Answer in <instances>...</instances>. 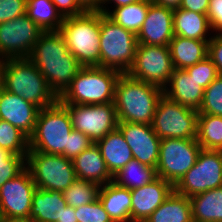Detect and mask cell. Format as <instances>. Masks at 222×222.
<instances>
[{"label":"cell","mask_w":222,"mask_h":222,"mask_svg":"<svg viewBox=\"0 0 222 222\" xmlns=\"http://www.w3.org/2000/svg\"><path fill=\"white\" fill-rule=\"evenodd\" d=\"M201 150L197 139H161L157 176L175 186L194 166Z\"/></svg>","instance_id":"cell-10"},{"label":"cell","mask_w":222,"mask_h":222,"mask_svg":"<svg viewBox=\"0 0 222 222\" xmlns=\"http://www.w3.org/2000/svg\"><path fill=\"white\" fill-rule=\"evenodd\" d=\"M9 151L0 148V165H6V161L12 156Z\"/></svg>","instance_id":"cell-49"},{"label":"cell","mask_w":222,"mask_h":222,"mask_svg":"<svg viewBox=\"0 0 222 222\" xmlns=\"http://www.w3.org/2000/svg\"><path fill=\"white\" fill-rule=\"evenodd\" d=\"M114 2V8L116 7H121V6H126L128 4H132V3H136L139 2L141 0H100L99 1V6L97 7L98 12H101L104 15H107V8L106 6H104V4L108 3H113Z\"/></svg>","instance_id":"cell-45"},{"label":"cell","mask_w":222,"mask_h":222,"mask_svg":"<svg viewBox=\"0 0 222 222\" xmlns=\"http://www.w3.org/2000/svg\"><path fill=\"white\" fill-rule=\"evenodd\" d=\"M174 69L169 46L138 44L127 74L164 89Z\"/></svg>","instance_id":"cell-11"},{"label":"cell","mask_w":222,"mask_h":222,"mask_svg":"<svg viewBox=\"0 0 222 222\" xmlns=\"http://www.w3.org/2000/svg\"><path fill=\"white\" fill-rule=\"evenodd\" d=\"M66 205L63 191L36 188L32 199L29 222H62Z\"/></svg>","instance_id":"cell-22"},{"label":"cell","mask_w":222,"mask_h":222,"mask_svg":"<svg viewBox=\"0 0 222 222\" xmlns=\"http://www.w3.org/2000/svg\"><path fill=\"white\" fill-rule=\"evenodd\" d=\"M26 15L42 31H59L64 20L51 0H27Z\"/></svg>","instance_id":"cell-30"},{"label":"cell","mask_w":222,"mask_h":222,"mask_svg":"<svg viewBox=\"0 0 222 222\" xmlns=\"http://www.w3.org/2000/svg\"><path fill=\"white\" fill-rule=\"evenodd\" d=\"M151 126L160 139H196L198 110L174 102L163 94L158 100Z\"/></svg>","instance_id":"cell-8"},{"label":"cell","mask_w":222,"mask_h":222,"mask_svg":"<svg viewBox=\"0 0 222 222\" xmlns=\"http://www.w3.org/2000/svg\"><path fill=\"white\" fill-rule=\"evenodd\" d=\"M129 145L133 158L153 168L158 165L161 139L150 124L119 122L117 127Z\"/></svg>","instance_id":"cell-16"},{"label":"cell","mask_w":222,"mask_h":222,"mask_svg":"<svg viewBox=\"0 0 222 222\" xmlns=\"http://www.w3.org/2000/svg\"><path fill=\"white\" fill-rule=\"evenodd\" d=\"M173 11L151 2L145 21L136 35L138 44L169 46L175 36Z\"/></svg>","instance_id":"cell-17"},{"label":"cell","mask_w":222,"mask_h":222,"mask_svg":"<svg viewBox=\"0 0 222 222\" xmlns=\"http://www.w3.org/2000/svg\"><path fill=\"white\" fill-rule=\"evenodd\" d=\"M92 144L94 142L87 135L80 131L72 130L68 136L67 159L73 160Z\"/></svg>","instance_id":"cell-39"},{"label":"cell","mask_w":222,"mask_h":222,"mask_svg":"<svg viewBox=\"0 0 222 222\" xmlns=\"http://www.w3.org/2000/svg\"><path fill=\"white\" fill-rule=\"evenodd\" d=\"M196 139L202 149L222 151V117L198 114Z\"/></svg>","instance_id":"cell-32"},{"label":"cell","mask_w":222,"mask_h":222,"mask_svg":"<svg viewBox=\"0 0 222 222\" xmlns=\"http://www.w3.org/2000/svg\"><path fill=\"white\" fill-rule=\"evenodd\" d=\"M208 42L175 35L169 48L175 69H186L208 56Z\"/></svg>","instance_id":"cell-26"},{"label":"cell","mask_w":222,"mask_h":222,"mask_svg":"<svg viewBox=\"0 0 222 222\" xmlns=\"http://www.w3.org/2000/svg\"><path fill=\"white\" fill-rule=\"evenodd\" d=\"M144 222H193L190 199L173 190Z\"/></svg>","instance_id":"cell-28"},{"label":"cell","mask_w":222,"mask_h":222,"mask_svg":"<svg viewBox=\"0 0 222 222\" xmlns=\"http://www.w3.org/2000/svg\"><path fill=\"white\" fill-rule=\"evenodd\" d=\"M26 167L36 188L64 191L77 179L72 160L64 155L29 150Z\"/></svg>","instance_id":"cell-9"},{"label":"cell","mask_w":222,"mask_h":222,"mask_svg":"<svg viewBox=\"0 0 222 222\" xmlns=\"http://www.w3.org/2000/svg\"><path fill=\"white\" fill-rule=\"evenodd\" d=\"M173 30L174 35L188 39L210 41L212 38V35L208 34L210 30L212 33V29L207 14L181 8L173 11Z\"/></svg>","instance_id":"cell-25"},{"label":"cell","mask_w":222,"mask_h":222,"mask_svg":"<svg viewBox=\"0 0 222 222\" xmlns=\"http://www.w3.org/2000/svg\"><path fill=\"white\" fill-rule=\"evenodd\" d=\"M210 0H182L179 8L207 14Z\"/></svg>","instance_id":"cell-44"},{"label":"cell","mask_w":222,"mask_h":222,"mask_svg":"<svg viewBox=\"0 0 222 222\" xmlns=\"http://www.w3.org/2000/svg\"><path fill=\"white\" fill-rule=\"evenodd\" d=\"M68 111L73 130L87 135L94 143L118 127L114 102L106 104H62Z\"/></svg>","instance_id":"cell-13"},{"label":"cell","mask_w":222,"mask_h":222,"mask_svg":"<svg viewBox=\"0 0 222 222\" xmlns=\"http://www.w3.org/2000/svg\"><path fill=\"white\" fill-rule=\"evenodd\" d=\"M59 32L83 67H100V12L86 10L81 15L64 18Z\"/></svg>","instance_id":"cell-4"},{"label":"cell","mask_w":222,"mask_h":222,"mask_svg":"<svg viewBox=\"0 0 222 222\" xmlns=\"http://www.w3.org/2000/svg\"><path fill=\"white\" fill-rule=\"evenodd\" d=\"M96 145L112 176L133 159L132 151L118 128L98 140Z\"/></svg>","instance_id":"cell-23"},{"label":"cell","mask_w":222,"mask_h":222,"mask_svg":"<svg viewBox=\"0 0 222 222\" xmlns=\"http://www.w3.org/2000/svg\"><path fill=\"white\" fill-rule=\"evenodd\" d=\"M36 185L29 169L0 187V206L5 221L29 222Z\"/></svg>","instance_id":"cell-15"},{"label":"cell","mask_w":222,"mask_h":222,"mask_svg":"<svg viewBox=\"0 0 222 222\" xmlns=\"http://www.w3.org/2000/svg\"><path fill=\"white\" fill-rule=\"evenodd\" d=\"M25 168L26 157L13 154L6 161V165H0V187L20 174Z\"/></svg>","instance_id":"cell-38"},{"label":"cell","mask_w":222,"mask_h":222,"mask_svg":"<svg viewBox=\"0 0 222 222\" xmlns=\"http://www.w3.org/2000/svg\"><path fill=\"white\" fill-rule=\"evenodd\" d=\"M137 45L136 34L100 12V67L127 73L134 62Z\"/></svg>","instance_id":"cell-7"},{"label":"cell","mask_w":222,"mask_h":222,"mask_svg":"<svg viewBox=\"0 0 222 222\" xmlns=\"http://www.w3.org/2000/svg\"><path fill=\"white\" fill-rule=\"evenodd\" d=\"M157 177L156 168L140 163L133 158L113 175V182L121 187L133 190L147 185Z\"/></svg>","instance_id":"cell-29"},{"label":"cell","mask_w":222,"mask_h":222,"mask_svg":"<svg viewBox=\"0 0 222 222\" xmlns=\"http://www.w3.org/2000/svg\"><path fill=\"white\" fill-rule=\"evenodd\" d=\"M163 94L174 102L199 110L203 102L204 88L185 69H174Z\"/></svg>","instance_id":"cell-20"},{"label":"cell","mask_w":222,"mask_h":222,"mask_svg":"<svg viewBox=\"0 0 222 222\" xmlns=\"http://www.w3.org/2000/svg\"><path fill=\"white\" fill-rule=\"evenodd\" d=\"M40 108L0 86V120L18 128L28 138L33 134Z\"/></svg>","instance_id":"cell-19"},{"label":"cell","mask_w":222,"mask_h":222,"mask_svg":"<svg viewBox=\"0 0 222 222\" xmlns=\"http://www.w3.org/2000/svg\"><path fill=\"white\" fill-rule=\"evenodd\" d=\"M72 162L76 178L78 179L92 181L100 186L113 181V176L108 171L96 143L76 156Z\"/></svg>","instance_id":"cell-21"},{"label":"cell","mask_w":222,"mask_h":222,"mask_svg":"<svg viewBox=\"0 0 222 222\" xmlns=\"http://www.w3.org/2000/svg\"><path fill=\"white\" fill-rule=\"evenodd\" d=\"M27 0H0V23L26 14Z\"/></svg>","instance_id":"cell-40"},{"label":"cell","mask_w":222,"mask_h":222,"mask_svg":"<svg viewBox=\"0 0 222 222\" xmlns=\"http://www.w3.org/2000/svg\"><path fill=\"white\" fill-rule=\"evenodd\" d=\"M72 130L67 109L57 101L40 109L33 134L29 137V150L67 158L68 136Z\"/></svg>","instance_id":"cell-6"},{"label":"cell","mask_w":222,"mask_h":222,"mask_svg":"<svg viewBox=\"0 0 222 222\" xmlns=\"http://www.w3.org/2000/svg\"><path fill=\"white\" fill-rule=\"evenodd\" d=\"M151 2L175 10L180 7L182 0H151Z\"/></svg>","instance_id":"cell-47"},{"label":"cell","mask_w":222,"mask_h":222,"mask_svg":"<svg viewBox=\"0 0 222 222\" xmlns=\"http://www.w3.org/2000/svg\"><path fill=\"white\" fill-rule=\"evenodd\" d=\"M98 198L113 222H131V192L113 181L100 186Z\"/></svg>","instance_id":"cell-24"},{"label":"cell","mask_w":222,"mask_h":222,"mask_svg":"<svg viewBox=\"0 0 222 222\" xmlns=\"http://www.w3.org/2000/svg\"><path fill=\"white\" fill-rule=\"evenodd\" d=\"M207 16L212 31L222 35V0H210Z\"/></svg>","instance_id":"cell-41"},{"label":"cell","mask_w":222,"mask_h":222,"mask_svg":"<svg viewBox=\"0 0 222 222\" xmlns=\"http://www.w3.org/2000/svg\"><path fill=\"white\" fill-rule=\"evenodd\" d=\"M99 189V184L77 178L63 191V196L67 205L77 208L98 199Z\"/></svg>","instance_id":"cell-33"},{"label":"cell","mask_w":222,"mask_h":222,"mask_svg":"<svg viewBox=\"0 0 222 222\" xmlns=\"http://www.w3.org/2000/svg\"><path fill=\"white\" fill-rule=\"evenodd\" d=\"M62 222H78L75 214V208L69 205L64 207Z\"/></svg>","instance_id":"cell-46"},{"label":"cell","mask_w":222,"mask_h":222,"mask_svg":"<svg viewBox=\"0 0 222 222\" xmlns=\"http://www.w3.org/2000/svg\"><path fill=\"white\" fill-rule=\"evenodd\" d=\"M208 57L217 68L219 75H222V35L214 34L208 42Z\"/></svg>","instance_id":"cell-42"},{"label":"cell","mask_w":222,"mask_h":222,"mask_svg":"<svg viewBox=\"0 0 222 222\" xmlns=\"http://www.w3.org/2000/svg\"><path fill=\"white\" fill-rule=\"evenodd\" d=\"M0 86L40 109L52 106L59 100L29 58L1 60Z\"/></svg>","instance_id":"cell-2"},{"label":"cell","mask_w":222,"mask_h":222,"mask_svg":"<svg viewBox=\"0 0 222 222\" xmlns=\"http://www.w3.org/2000/svg\"><path fill=\"white\" fill-rule=\"evenodd\" d=\"M151 0H141L126 6L107 10V16L116 24L137 35L148 13ZM110 10V11H109Z\"/></svg>","instance_id":"cell-31"},{"label":"cell","mask_w":222,"mask_h":222,"mask_svg":"<svg viewBox=\"0 0 222 222\" xmlns=\"http://www.w3.org/2000/svg\"><path fill=\"white\" fill-rule=\"evenodd\" d=\"M189 199L193 222H222V186Z\"/></svg>","instance_id":"cell-27"},{"label":"cell","mask_w":222,"mask_h":222,"mask_svg":"<svg viewBox=\"0 0 222 222\" xmlns=\"http://www.w3.org/2000/svg\"><path fill=\"white\" fill-rule=\"evenodd\" d=\"M5 219H4V216H3V213H2V210H1V206H0V222H4Z\"/></svg>","instance_id":"cell-50"},{"label":"cell","mask_w":222,"mask_h":222,"mask_svg":"<svg viewBox=\"0 0 222 222\" xmlns=\"http://www.w3.org/2000/svg\"><path fill=\"white\" fill-rule=\"evenodd\" d=\"M63 18L78 16L86 10L77 0H51Z\"/></svg>","instance_id":"cell-43"},{"label":"cell","mask_w":222,"mask_h":222,"mask_svg":"<svg viewBox=\"0 0 222 222\" xmlns=\"http://www.w3.org/2000/svg\"><path fill=\"white\" fill-rule=\"evenodd\" d=\"M163 89L150 83L120 74L114 94V106L119 122L150 124Z\"/></svg>","instance_id":"cell-3"},{"label":"cell","mask_w":222,"mask_h":222,"mask_svg":"<svg viewBox=\"0 0 222 222\" xmlns=\"http://www.w3.org/2000/svg\"><path fill=\"white\" fill-rule=\"evenodd\" d=\"M198 114L222 117V75H219L206 89Z\"/></svg>","instance_id":"cell-35"},{"label":"cell","mask_w":222,"mask_h":222,"mask_svg":"<svg viewBox=\"0 0 222 222\" xmlns=\"http://www.w3.org/2000/svg\"><path fill=\"white\" fill-rule=\"evenodd\" d=\"M28 58L58 98L83 67L70 53L59 31H43Z\"/></svg>","instance_id":"cell-1"},{"label":"cell","mask_w":222,"mask_h":222,"mask_svg":"<svg viewBox=\"0 0 222 222\" xmlns=\"http://www.w3.org/2000/svg\"><path fill=\"white\" fill-rule=\"evenodd\" d=\"M120 72L98 66L82 67L59 97L61 104H106L114 102Z\"/></svg>","instance_id":"cell-5"},{"label":"cell","mask_w":222,"mask_h":222,"mask_svg":"<svg viewBox=\"0 0 222 222\" xmlns=\"http://www.w3.org/2000/svg\"><path fill=\"white\" fill-rule=\"evenodd\" d=\"M222 186V151L202 149L194 166L174 186V190L190 198Z\"/></svg>","instance_id":"cell-12"},{"label":"cell","mask_w":222,"mask_h":222,"mask_svg":"<svg viewBox=\"0 0 222 222\" xmlns=\"http://www.w3.org/2000/svg\"><path fill=\"white\" fill-rule=\"evenodd\" d=\"M75 214L78 222H113L99 198L75 208Z\"/></svg>","instance_id":"cell-37"},{"label":"cell","mask_w":222,"mask_h":222,"mask_svg":"<svg viewBox=\"0 0 222 222\" xmlns=\"http://www.w3.org/2000/svg\"><path fill=\"white\" fill-rule=\"evenodd\" d=\"M42 32L26 14L0 23V60L28 58Z\"/></svg>","instance_id":"cell-14"},{"label":"cell","mask_w":222,"mask_h":222,"mask_svg":"<svg viewBox=\"0 0 222 222\" xmlns=\"http://www.w3.org/2000/svg\"><path fill=\"white\" fill-rule=\"evenodd\" d=\"M174 186L157 177L145 186L130 190L131 222H144L172 193Z\"/></svg>","instance_id":"cell-18"},{"label":"cell","mask_w":222,"mask_h":222,"mask_svg":"<svg viewBox=\"0 0 222 222\" xmlns=\"http://www.w3.org/2000/svg\"><path fill=\"white\" fill-rule=\"evenodd\" d=\"M185 70L193 76L204 89L219 76L216 66L208 56L204 60L187 67Z\"/></svg>","instance_id":"cell-36"},{"label":"cell","mask_w":222,"mask_h":222,"mask_svg":"<svg viewBox=\"0 0 222 222\" xmlns=\"http://www.w3.org/2000/svg\"><path fill=\"white\" fill-rule=\"evenodd\" d=\"M0 148L27 158L29 138L9 122L0 120Z\"/></svg>","instance_id":"cell-34"},{"label":"cell","mask_w":222,"mask_h":222,"mask_svg":"<svg viewBox=\"0 0 222 222\" xmlns=\"http://www.w3.org/2000/svg\"><path fill=\"white\" fill-rule=\"evenodd\" d=\"M85 10H97L100 0H77Z\"/></svg>","instance_id":"cell-48"}]
</instances>
